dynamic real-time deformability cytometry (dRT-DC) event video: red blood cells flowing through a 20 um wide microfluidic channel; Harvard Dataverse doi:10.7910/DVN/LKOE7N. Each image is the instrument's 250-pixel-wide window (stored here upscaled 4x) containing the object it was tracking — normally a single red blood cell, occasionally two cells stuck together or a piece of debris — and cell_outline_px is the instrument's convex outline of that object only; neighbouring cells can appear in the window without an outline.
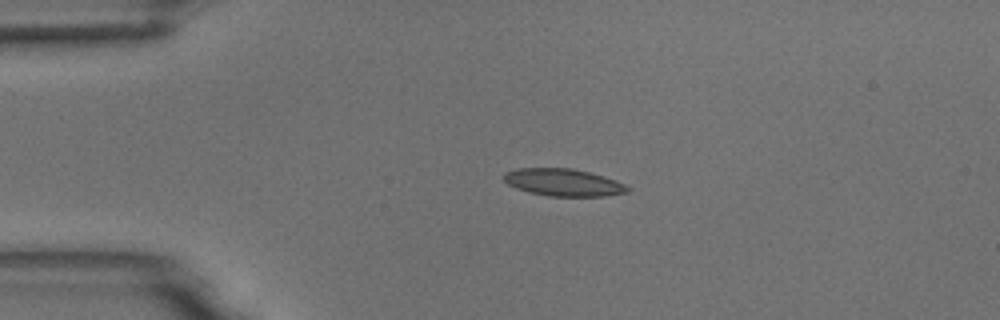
{"species": "common noctule bat (a hibernating species)", "species_latin": "Nyctalus noctula", "temperature_condition": "room temperature", "stored_images_in_passage": 2, "camera_frame_rate_fps": 3000, "um_per_image_px": 0.085, "animal": {"sex": "male", "body_mass_g": 18.8}, "frame": {"image": 1, "passage_image": 1, "time_ms": 0.0, "image_size_px": [1000, 320], "cell_outline_px": [[632, 188], [628, 192], [604, 196], [548, 196], [528, 192], [516, 188], [508, 184], [504, 180], [504, 172], [516, 168], [572, 168], [604, 176], [616, 180]], "centroid_in_image_um": [47.88, 15.5], "position_along_channel_um": 37.1, "area_um2": 19.77}}
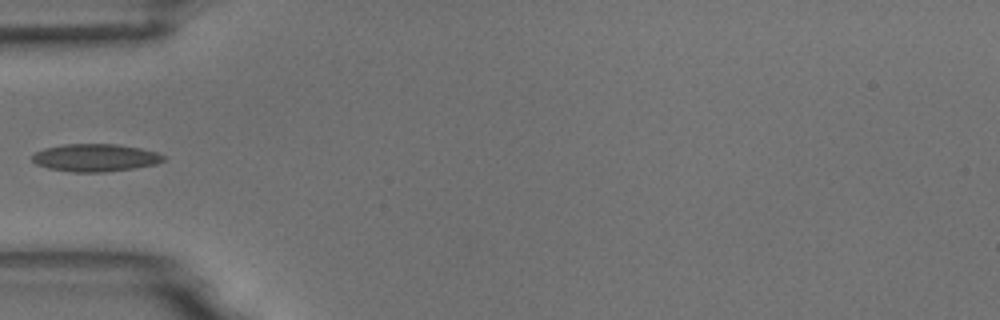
{"frame": {"image": 2, "passage_image": 2, "time_ms": 2.0, "image_size_px": [1000, 320], "cell_outline_px": [[164, 160], [156, 164], [136, 168], [104, 172], [72, 172], [48, 168], [36, 164], [32, 160], [32, 156], [36, 152], [44, 148], [64, 144], [116, 144], [140, 148], [156, 152], [164, 156]], "centroid_in_image_um": [8.09, 13.41], "position_along_channel_um": 76.9, "area_um2": 21.1}}